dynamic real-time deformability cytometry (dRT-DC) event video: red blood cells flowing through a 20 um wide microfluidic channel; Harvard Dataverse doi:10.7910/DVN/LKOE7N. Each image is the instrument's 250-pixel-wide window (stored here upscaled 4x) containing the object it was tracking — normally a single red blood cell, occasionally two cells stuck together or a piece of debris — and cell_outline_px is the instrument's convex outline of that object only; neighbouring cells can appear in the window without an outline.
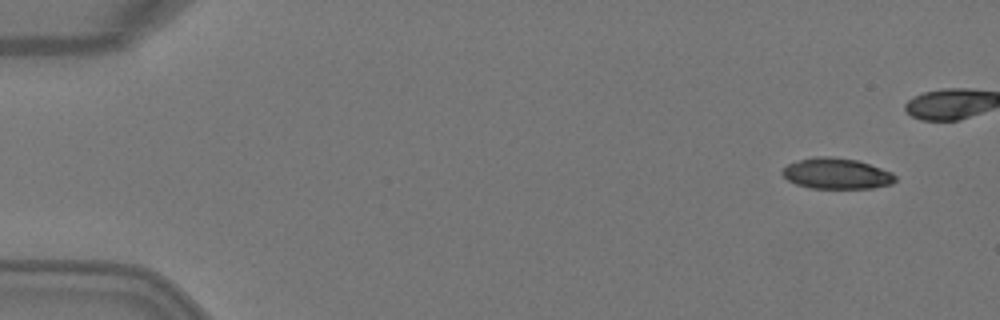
{"species": "Egyptian fruit bat (a non-hibernating species)", "species_latin": "Rousettus aegyptiacus", "temperature_condition": "warm", "stored_images_in_passage": 5, "camera_frame_rate_fps": 3000, "um_per_image_px": 0.085, "animal": {"sex": "female"}, "frame": {"image": 1, "passage_image": 1, "time_ms": 0.0, "image_size_px": [1000, 320], "cell_outline_px": [[896, 180], [892, 184], [872, 188], [812, 188], [796, 184], [788, 180], [780, 172], [788, 164], [800, 160], [816, 156], [828, 156], [856, 160], [892, 172], [896, 176]], "centroid_in_image_um": [71.11, 14.76], "position_along_channel_um": 13.9, "area_um2": 20.11}}